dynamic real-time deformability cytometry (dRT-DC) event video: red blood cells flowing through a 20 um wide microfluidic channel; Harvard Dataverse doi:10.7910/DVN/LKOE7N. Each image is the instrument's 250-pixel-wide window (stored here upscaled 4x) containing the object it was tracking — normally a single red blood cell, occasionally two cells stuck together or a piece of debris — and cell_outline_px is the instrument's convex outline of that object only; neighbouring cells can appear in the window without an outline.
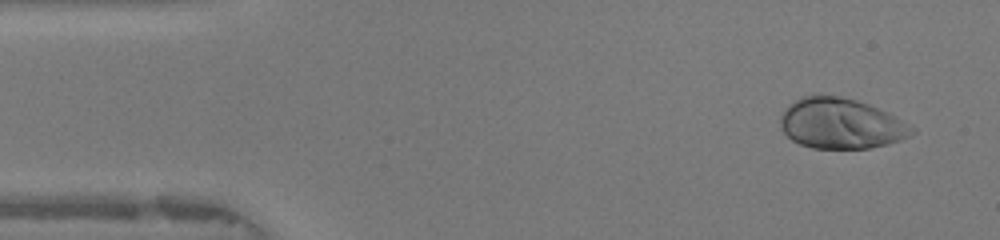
{"species": "human", "species_latin": "Homo sapiens", "temperature_condition": "warm", "stored_images_in_passage": 47, "camera_frame_rate_fps": 3000, "um_per_image_px": 0.085, "donor": {"sex": "female"}, "frame": {"image": 1, "passage_image": 3, "time_ms": 0.667, "image_size_px": [1000, 240], "cell_outline_px": [[916, 132], [900, 140], [888, 144], [868, 148], [812, 148], [800, 144], [792, 140], [780, 128], [780, 116], [784, 108], [788, 104], [800, 96], [840, 96], [856, 100], [868, 104], [888, 112], [916, 128]], "centroid_in_image_um": [71.46, 10.5], "position_along_channel_um": 13.5, "area_um2": 38.73}}
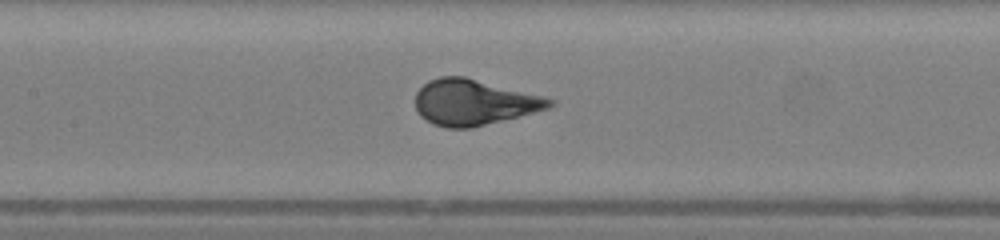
{"frame": {"image": 2, "passage_image": 21, "time_ms": 6.667, "image_size_px": [1000, 240], "cell_outline_px": [[556, 104], [548, 108], [472, 128], [448, 128], [432, 124], [420, 116], [416, 108], [416, 92], [428, 80], [440, 76], [464, 76], [556, 100]], "centroid_in_image_um": [40.23, 8.7], "position_along_channel_um": 167.2, "area_um2": 35.43}}
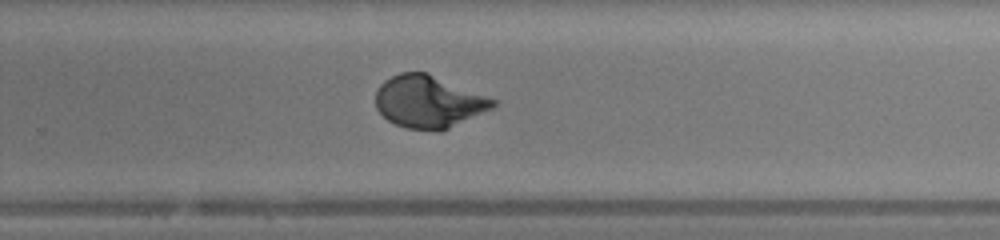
{"frame": {"image": 3, "passage_image": 30, "time_ms": 9.667, "image_size_px": [1000, 240], "cell_outline_px": [[496, 104], [492, 108], [440, 132], [436, 132], [408, 128], [396, 124], [388, 120], [376, 108], [376, 92], [380, 84], [384, 80], [400, 72], [424, 72], [496, 100]], "centroid_in_image_um": [36.39, 8.66], "position_along_channel_um": 293.4, "area_um2": 35.2}, "authors_computed_cell_mechanics": {"area_um2": 36.1828, "velocity_mm_per_s": 4.2254, "shape_relaxation_time_tau1_ms": 3.1955, "shape_relaxation_time_tau2_ms": null, "deformation_change_tau1": 0.2274, "deformation_change_tau2": null}}